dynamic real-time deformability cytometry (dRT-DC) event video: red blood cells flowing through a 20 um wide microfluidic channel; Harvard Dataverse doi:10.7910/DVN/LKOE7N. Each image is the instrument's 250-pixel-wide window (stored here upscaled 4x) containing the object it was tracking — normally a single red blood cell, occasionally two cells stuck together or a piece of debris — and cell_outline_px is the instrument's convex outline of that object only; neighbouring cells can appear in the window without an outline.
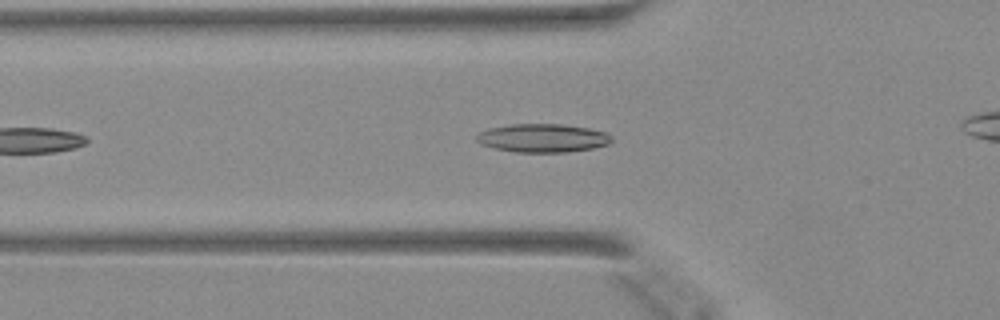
{"species": "Egyptian fruit bat (a non-hibernating species)", "species_latin": "Rousettus aegyptiacus", "temperature_condition": "warm", "stored_images_in_passage": 25, "camera_frame_rate_fps": 3000, "um_per_image_px": 0.085, "animal": {"sex": "female"}, "frame": {"image": 1, "passage_image": 7, "time_ms": 2.0, "image_size_px": [1000, 320], "cell_outline_px": [[612, 140], [608, 144], [592, 148], [568, 152], [516, 152], [492, 148], [480, 144], [476, 140], [476, 136], [480, 132], [488, 128], [508, 124], [560, 124], [588, 128], [604, 132], [612, 136]], "centroid_in_image_um": [46.08, 11.73], "position_along_channel_um": 79.7, "area_um2": 22.43}}
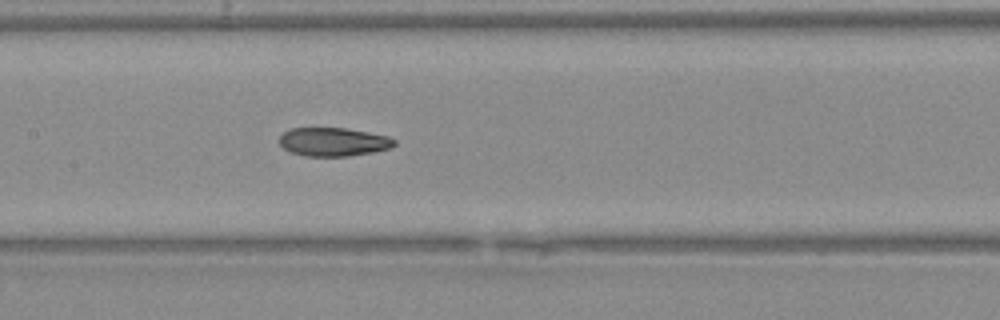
{"frame": {"image": 2, "passage_image": 14, "time_ms": 4.333, "image_size_px": [1000, 320], "cell_outline_px": [[396, 144], [392, 148], [372, 152], [348, 156], [304, 156], [288, 152], [280, 144], [280, 136], [284, 132], [292, 128], [344, 128], [368, 132], [388, 136], [396, 140]], "centroid_in_image_um": [28.34, 12.06], "position_along_channel_um": 179.1, "area_um2": 19.19}}
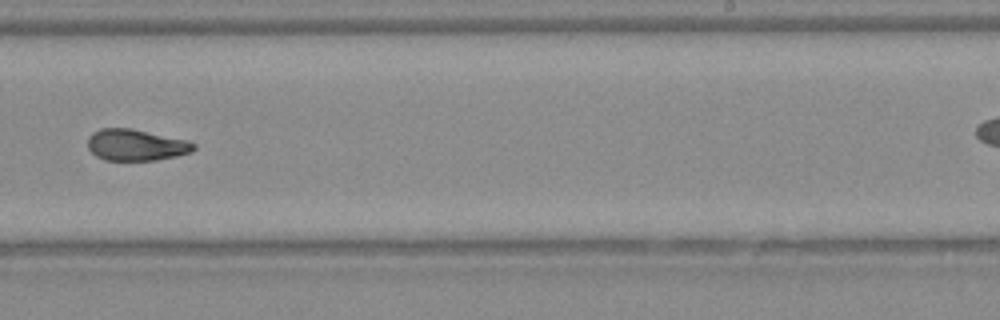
{"frame": {"image": 3, "passage_image": 21, "time_ms": 6.667, "image_size_px": [1000, 320], "cell_outline_px": [[196, 148], [192, 152], [176, 156], [156, 160], [104, 160], [96, 156], [88, 148], [88, 136], [92, 132], [100, 128], [132, 128], [188, 140], [196, 144]], "centroid_in_image_um": [11.56, 12.31], "position_along_channel_um": 277.4, "area_um2": 19.59}}